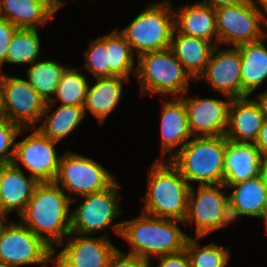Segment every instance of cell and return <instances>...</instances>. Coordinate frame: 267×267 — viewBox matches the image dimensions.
<instances>
[{
	"instance_id": "cell-45",
	"label": "cell",
	"mask_w": 267,
	"mask_h": 267,
	"mask_svg": "<svg viewBox=\"0 0 267 267\" xmlns=\"http://www.w3.org/2000/svg\"><path fill=\"white\" fill-rule=\"evenodd\" d=\"M0 78H1V73H0ZM0 117H1V99H0Z\"/></svg>"
},
{
	"instance_id": "cell-16",
	"label": "cell",
	"mask_w": 267,
	"mask_h": 267,
	"mask_svg": "<svg viewBox=\"0 0 267 267\" xmlns=\"http://www.w3.org/2000/svg\"><path fill=\"white\" fill-rule=\"evenodd\" d=\"M241 55L237 47L226 50L215 46L204 72L198 77L205 80L223 96L243 97L241 82Z\"/></svg>"
},
{
	"instance_id": "cell-37",
	"label": "cell",
	"mask_w": 267,
	"mask_h": 267,
	"mask_svg": "<svg viewBox=\"0 0 267 267\" xmlns=\"http://www.w3.org/2000/svg\"><path fill=\"white\" fill-rule=\"evenodd\" d=\"M159 260L155 267H190V259L186 250L155 257Z\"/></svg>"
},
{
	"instance_id": "cell-40",
	"label": "cell",
	"mask_w": 267,
	"mask_h": 267,
	"mask_svg": "<svg viewBox=\"0 0 267 267\" xmlns=\"http://www.w3.org/2000/svg\"><path fill=\"white\" fill-rule=\"evenodd\" d=\"M244 1L245 0H202L196 3L201 5H207L213 9H218L221 7L237 5Z\"/></svg>"
},
{
	"instance_id": "cell-44",
	"label": "cell",
	"mask_w": 267,
	"mask_h": 267,
	"mask_svg": "<svg viewBox=\"0 0 267 267\" xmlns=\"http://www.w3.org/2000/svg\"><path fill=\"white\" fill-rule=\"evenodd\" d=\"M8 221L7 215L0 210V233Z\"/></svg>"
},
{
	"instance_id": "cell-20",
	"label": "cell",
	"mask_w": 267,
	"mask_h": 267,
	"mask_svg": "<svg viewBox=\"0 0 267 267\" xmlns=\"http://www.w3.org/2000/svg\"><path fill=\"white\" fill-rule=\"evenodd\" d=\"M264 120L265 116L255 99L250 96L233 98L225 137L234 142L254 143Z\"/></svg>"
},
{
	"instance_id": "cell-27",
	"label": "cell",
	"mask_w": 267,
	"mask_h": 267,
	"mask_svg": "<svg viewBox=\"0 0 267 267\" xmlns=\"http://www.w3.org/2000/svg\"><path fill=\"white\" fill-rule=\"evenodd\" d=\"M51 104H46L45 111L42 115L46 117L43 123L37 129L47 138L60 142L67 137L79 124L84 120L85 112L83 106H66L59 105L52 114Z\"/></svg>"
},
{
	"instance_id": "cell-24",
	"label": "cell",
	"mask_w": 267,
	"mask_h": 267,
	"mask_svg": "<svg viewBox=\"0 0 267 267\" xmlns=\"http://www.w3.org/2000/svg\"><path fill=\"white\" fill-rule=\"evenodd\" d=\"M214 47L213 42L181 34L176 29L170 43L174 56L195 82L204 72Z\"/></svg>"
},
{
	"instance_id": "cell-18",
	"label": "cell",
	"mask_w": 267,
	"mask_h": 267,
	"mask_svg": "<svg viewBox=\"0 0 267 267\" xmlns=\"http://www.w3.org/2000/svg\"><path fill=\"white\" fill-rule=\"evenodd\" d=\"M63 0H0V17L17 28L38 29L63 6Z\"/></svg>"
},
{
	"instance_id": "cell-30",
	"label": "cell",
	"mask_w": 267,
	"mask_h": 267,
	"mask_svg": "<svg viewBox=\"0 0 267 267\" xmlns=\"http://www.w3.org/2000/svg\"><path fill=\"white\" fill-rule=\"evenodd\" d=\"M89 85L86 76L77 68L67 67L57 85L53 99L47 104L55 105V102L59 101L61 105L84 106Z\"/></svg>"
},
{
	"instance_id": "cell-11",
	"label": "cell",
	"mask_w": 267,
	"mask_h": 267,
	"mask_svg": "<svg viewBox=\"0 0 267 267\" xmlns=\"http://www.w3.org/2000/svg\"><path fill=\"white\" fill-rule=\"evenodd\" d=\"M0 99L1 117L22 128L33 129L41 121L47 104L26 79L4 72L0 78Z\"/></svg>"
},
{
	"instance_id": "cell-22",
	"label": "cell",
	"mask_w": 267,
	"mask_h": 267,
	"mask_svg": "<svg viewBox=\"0 0 267 267\" xmlns=\"http://www.w3.org/2000/svg\"><path fill=\"white\" fill-rule=\"evenodd\" d=\"M175 29L188 36L213 41L218 46L215 9L197 3L187 4L174 10Z\"/></svg>"
},
{
	"instance_id": "cell-4",
	"label": "cell",
	"mask_w": 267,
	"mask_h": 267,
	"mask_svg": "<svg viewBox=\"0 0 267 267\" xmlns=\"http://www.w3.org/2000/svg\"><path fill=\"white\" fill-rule=\"evenodd\" d=\"M226 145L225 135L193 137L169 162L190 186L223 184Z\"/></svg>"
},
{
	"instance_id": "cell-1",
	"label": "cell",
	"mask_w": 267,
	"mask_h": 267,
	"mask_svg": "<svg viewBox=\"0 0 267 267\" xmlns=\"http://www.w3.org/2000/svg\"><path fill=\"white\" fill-rule=\"evenodd\" d=\"M71 198L55 183H38L20 221L53 250L71 233Z\"/></svg>"
},
{
	"instance_id": "cell-34",
	"label": "cell",
	"mask_w": 267,
	"mask_h": 267,
	"mask_svg": "<svg viewBox=\"0 0 267 267\" xmlns=\"http://www.w3.org/2000/svg\"><path fill=\"white\" fill-rule=\"evenodd\" d=\"M30 129L31 128H22L20 125L4 117H0V165H8L13 162L16 138L18 135H21L24 130L28 131Z\"/></svg>"
},
{
	"instance_id": "cell-6",
	"label": "cell",
	"mask_w": 267,
	"mask_h": 267,
	"mask_svg": "<svg viewBox=\"0 0 267 267\" xmlns=\"http://www.w3.org/2000/svg\"><path fill=\"white\" fill-rule=\"evenodd\" d=\"M174 29V7L170 1L166 0L149 3L127 27L122 30L118 28V31L138 57L145 52L170 48Z\"/></svg>"
},
{
	"instance_id": "cell-21",
	"label": "cell",
	"mask_w": 267,
	"mask_h": 267,
	"mask_svg": "<svg viewBox=\"0 0 267 267\" xmlns=\"http://www.w3.org/2000/svg\"><path fill=\"white\" fill-rule=\"evenodd\" d=\"M13 163L3 165L0 171V210L6 215L25 210L38 182Z\"/></svg>"
},
{
	"instance_id": "cell-15",
	"label": "cell",
	"mask_w": 267,
	"mask_h": 267,
	"mask_svg": "<svg viewBox=\"0 0 267 267\" xmlns=\"http://www.w3.org/2000/svg\"><path fill=\"white\" fill-rule=\"evenodd\" d=\"M180 97L186 107L189 128L193 137L225 135L228 127L231 97L216 98ZM228 99V100H227Z\"/></svg>"
},
{
	"instance_id": "cell-5",
	"label": "cell",
	"mask_w": 267,
	"mask_h": 267,
	"mask_svg": "<svg viewBox=\"0 0 267 267\" xmlns=\"http://www.w3.org/2000/svg\"><path fill=\"white\" fill-rule=\"evenodd\" d=\"M135 77L139 80L142 94L172 97L188 94L189 83L195 81L170 48L140 54Z\"/></svg>"
},
{
	"instance_id": "cell-31",
	"label": "cell",
	"mask_w": 267,
	"mask_h": 267,
	"mask_svg": "<svg viewBox=\"0 0 267 267\" xmlns=\"http://www.w3.org/2000/svg\"><path fill=\"white\" fill-rule=\"evenodd\" d=\"M38 29L18 28L9 44L5 63L29 64L40 59Z\"/></svg>"
},
{
	"instance_id": "cell-26",
	"label": "cell",
	"mask_w": 267,
	"mask_h": 267,
	"mask_svg": "<svg viewBox=\"0 0 267 267\" xmlns=\"http://www.w3.org/2000/svg\"><path fill=\"white\" fill-rule=\"evenodd\" d=\"M226 187L232 189L228 198L243 216L257 217L265 222L267 198L261 175Z\"/></svg>"
},
{
	"instance_id": "cell-46",
	"label": "cell",
	"mask_w": 267,
	"mask_h": 267,
	"mask_svg": "<svg viewBox=\"0 0 267 267\" xmlns=\"http://www.w3.org/2000/svg\"><path fill=\"white\" fill-rule=\"evenodd\" d=\"M0 267H11V266H7V265H4V264H0Z\"/></svg>"
},
{
	"instance_id": "cell-19",
	"label": "cell",
	"mask_w": 267,
	"mask_h": 267,
	"mask_svg": "<svg viewBox=\"0 0 267 267\" xmlns=\"http://www.w3.org/2000/svg\"><path fill=\"white\" fill-rule=\"evenodd\" d=\"M265 160L254 143L227 139L223 184L230 186L259 176Z\"/></svg>"
},
{
	"instance_id": "cell-29",
	"label": "cell",
	"mask_w": 267,
	"mask_h": 267,
	"mask_svg": "<svg viewBox=\"0 0 267 267\" xmlns=\"http://www.w3.org/2000/svg\"><path fill=\"white\" fill-rule=\"evenodd\" d=\"M108 47V64L110 77L119 76L130 80L132 71L136 75L137 66L134 65L136 56L124 36L115 28L106 34ZM135 66V67H134Z\"/></svg>"
},
{
	"instance_id": "cell-41",
	"label": "cell",
	"mask_w": 267,
	"mask_h": 267,
	"mask_svg": "<svg viewBox=\"0 0 267 267\" xmlns=\"http://www.w3.org/2000/svg\"><path fill=\"white\" fill-rule=\"evenodd\" d=\"M257 97H255L256 101L258 102L262 113L264 114L265 118H267V90L265 92H261L259 94H256Z\"/></svg>"
},
{
	"instance_id": "cell-33",
	"label": "cell",
	"mask_w": 267,
	"mask_h": 267,
	"mask_svg": "<svg viewBox=\"0 0 267 267\" xmlns=\"http://www.w3.org/2000/svg\"><path fill=\"white\" fill-rule=\"evenodd\" d=\"M82 69H87L95 78L110 77V65L108 64V47L106 35L99 36L90 41L84 54Z\"/></svg>"
},
{
	"instance_id": "cell-10",
	"label": "cell",
	"mask_w": 267,
	"mask_h": 267,
	"mask_svg": "<svg viewBox=\"0 0 267 267\" xmlns=\"http://www.w3.org/2000/svg\"><path fill=\"white\" fill-rule=\"evenodd\" d=\"M9 221L0 233V264L11 267L53 263L54 250L20 220Z\"/></svg>"
},
{
	"instance_id": "cell-39",
	"label": "cell",
	"mask_w": 267,
	"mask_h": 267,
	"mask_svg": "<svg viewBox=\"0 0 267 267\" xmlns=\"http://www.w3.org/2000/svg\"><path fill=\"white\" fill-rule=\"evenodd\" d=\"M254 144L260 150L261 155L267 160V118H265Z\"/></svg>"
},
{
	"instance_id": "cell-25",
	"label": "cell",
	"mask_w": 267,
	"mask_h": 267,
	"mask_svg": "<svg viewBox=\"0 0 267 267\" xmlns=\"http://www.w3.org/2000/svg\"><path fill=\"white\" fill-rule=\"evenodd\" d=\"M267 35L260 40L237 46L241 55L243 97L250 96L267 80Z\"/></svg>"
},
{
	"instance_id": "cell-43",
	"label": "cell",
	"mask_w": 267,
	"mask_h": 267,
	"mask_svg": "<svg viewBox=\"0 0 267 267\" xmlns=\"http://www.w3.org/2000/svg\"><path fill=\"white\" fill-rule=\"evenodd\" d=\"M256 6L263 12L264 16L267 18V0H254Z\"/></svg>"
},
{
	"instance_id": "cell-17",
	"label": "cell",
	"mask_w": 267,
	"mask_h": 267,
	"mask_svg": "<svg viewBox=\"0 0 267 267\" xmlns=\"http://www.w3.org/2000/svg\"><path fill=\"white\" fill-rule=\"evenodd\" d=\"M162 98L161 107V153L170 160L193 137L184 101L180 97Z\"/></svg>"
},
{
	"instance_id": "cell-13",
	"label": "cell",
	"mask_w": 267,
	"mask_h": 267,
	"mask_svg": "<svg viewBox=\"0 0 267 267\" xmlns=\"http://www.w3.org/2000/svg\"><path fill=\"white\" fill-rule=\"evenodd\" d=\"M75 235V236H74ZM102 236L78 235L70 233L61 251L53 254V267H108L111 256L118 249ZM57 253V254H56Z\"/></svg>"
},
{
	"instance_id": "cell-38",
	"label": "cell",
	"mask_w": 267,
	"mask_h": 267,
	"mask_svg": "<svg viewBox=\"0 0 267 267\" xmlns=\"http://www.w3.org/2000/svg\"><path fill=\"white\" fill-rule=\"evenodd\" d=\"M243 216L234 203L227 198L221 209V217L219 221V229L228 226L231 223H235L237 219Z\"/></svg>"
},
{
	"instance_id": "cell-3",
	"label": "cell",
	"mask_w": 267,
	"mask_h": 267,
	"mask_svg": "<svg viewBox=\"0 0 267 267\" xmlns=\"http://www.w3.org/2000/svg\"><path fill=\"white\" fill-rule=\"evenodd\" d=\"M148 169L142 212L154 217L183 221L190 184L169 160H155Z\"/></svg>"
},
{
	"instance_id": "cell-12",
	"label": "cell",
	"mask_w": 267,
	"mask_h": 267,
	"mask_svg": "<svg viewBox=\"0 0 267 267\" xmlns=\"http://www.w3.org/2000/svg\"><path fill=\"white\" fill-rule=\"evenodd\" d=\"M37 128L21 141L16 142L13 164L21 163L38 183L54 182L61 156L57 155L56 144Z\"/></svg>"
},
{
	"instance_id": "cell-8",
	"label": "cell",
	"mask_w": 267,
	"mask_h": 267,
	"mask_svg": "<svg viewBox=\"0 0 267 267\" xmlns=\"http://www.w3.org/2000/svg\"><path fill=\"white\" fill-rule=\"evenodd\" d=\"M115 181L116 178L100 163L72 152H66L61 156L54 180L66 194H69L71 202L76 199L70 195L82 197L97 193L107 189Z\"/></svg>"
},
{
	"instance_id": "cell-36",
	"label": "cell",
	"mask_w": 267,
	"mask_h": 267,
	"mask_svg": "<svg viewBox=\"0 0 267 267\" xmlns=\"http://www.w3.org/2000/svg\"><path fill=\"white\" fill-rule=\"evenodd\" d=\"M150 263L135 255L117 249L111 256L108 267H150Z\"/></svg>"
},
{
	"instance_id": "cell-7",
	"label": "cell",
	"mask_w": 267,
	"mask_h": 267,
	"mask_svg": "<svg viewBox=\"0 0 267 267\" xmlns=\"http://www.w3.org/2000/svg\"><path fill=\"white\" fill-rule=\"evenodd\" d=\"M119 185L115 181L103 191L82 196L83 201L71 213V233L94 235L98 231H106L110 226L120 236L123 222L113 223L123 212L118 201Z\"/></svg>"
},
{
	"instance_id": "cell-2",
	"label": "cell",
	"mask_w": 267,
	"mask_h": 267,
	"mask_svg": "<svg viewBox=\"0 0 267 267\" xmlns=\"http://www.w3.org/2000/svg\"><path fill=\"white\" fill-rule=\"evenodd\" d=\"M120 237L127 240L131 248L127 254L135 255L151 263L150 257L180 252L185 249L188 234L178 223L183 221L159 218L141 213L132 220L122 221Z\"/></svg>"
},
{
	"instance_id": "cell-42",
	"label": "cell",
	"mask_w": 267,
	"mask_h": 267,
	"mask_svg": "<svg viewBox=\"0 0 267 267\" xmlns=\"http://www.w3.org/2000/svg\"><path fill=\"white\" fill-rule=\"evenodd\" d=\"M267 198V160L264 161L260 172Z\"/></svg>"
},
{
	"instance_id": "cell-32",
	"label": "cell",
	"mask_w": 267,
	"mask_h": 267,
	"mask_svg": "<svg viewBox=\"0 0 267 267\" xmlns=\"http://www.w3.org/2000/svg\"><path fill=\"white\" fill-rule=\"evenodd\" d=\"M201 237H189L185 250L190 259V267H226L230 260V247L223 248L214 242L201 247ZM197 240V241H196Z\"/></svg>"
},
{
	"instance_id": "cell-14",
	"label": "cell",
	"mask_w": 267,
	"mask_h": 267,
	"mask_svg": "<svg viewBox=\"0 0 267 267\" xmlns=\"http://www.w3.org/2000/svg\"><path fill=\"white\" fill-rule=\"evenodd\" d=\"M224 184L198 185L196 190L190 187L187 199V211L183 223L195 225V237L204 238L206 235L219 230L221 209L228 198Z\"/></svg>"
},
{
	"instance_id": "cell-35",
	"label": "cell",
	"mask_w": 267,
	"mask_h": 267,
	"mask_svg": "<svg viewBox=\"0 0 267 267\" xmlns=\"http://www.w3.org/2000/svg\"><path fill=\"white\" fill-rule=\"evenodd\" d=\"M18 28L11 24L8 20L0 17V73L2 74L3 65L6 61V54L9 44L15 31Z\"/></svg>"
},
{
	"instance_id": "cell-9",
	"label": "cell",
	"mask_w": 267,
	"mask_h": 267,
	"mask_svg": "<svg viewBox=\"0 0 267 267\" xmlns=\"http://www.w3.org/2000/svg\"><path fill=\"white\" fill-rule=\"evenodd\" d=\"M215 15L219 46L226 43L237 47L267 35V18L254 0L215 9Z\"/></svg>"
},
{
	"instance_id": "cell-28",
	"label": "cell",
	"mask_w": 267,
	"mask_h": 267,
	"mask_svg": "<svg viewBox=\"0 0 267 267\" xmlns=\"http://www.w3.org/2000/svg\"><path fill=\"white\" fill-rule=\"evenodd\" d=\"M67 66L52 60H36L28 68V82L46 101L50 102Z\"/></svg>"
},
{
	"instance_id": "cell-23",
	"label": "cell",
	"mask_w": 267,
	"mask_h": 267,
	"mask_svg": "<svg viewBox=\"0 0 267 267\" xmlns=\"http://www.w3.org/2000/svg\"><path fill=\"white\" fill-rule=\"evenodd\" d=\"M95 80V84L89 85L83 108L85 113L89 111L103 125L121 101L123 85L129 80L119 76Z\"/></svg>"
},
{
	"instance_id": "cell-47",
	"label": "cell",
	"mask_w": 267,
	"mask_h": 267,
	"mask_svg": "<svg viewBox=\"0 0 267 267\" xmlns=\"http://www.w3.org/2000/svg\"><path fill=\"white\" fill-rule=\"evenodd\" d=\"M265 228H266V231H267V219L265 220Z\"/></svg>"
}]
</instances>
